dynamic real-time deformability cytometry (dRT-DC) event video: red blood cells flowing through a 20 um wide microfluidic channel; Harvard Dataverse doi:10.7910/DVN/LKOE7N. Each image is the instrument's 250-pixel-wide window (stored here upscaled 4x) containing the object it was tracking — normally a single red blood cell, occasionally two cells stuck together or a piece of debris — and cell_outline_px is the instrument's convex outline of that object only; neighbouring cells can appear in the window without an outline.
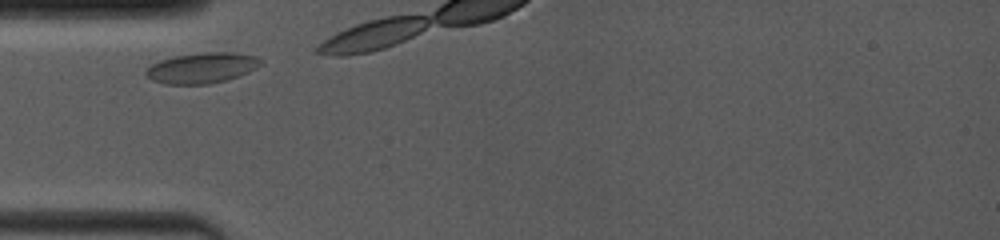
{"species": "common noctule bat (a hibernating species)", "species_latin": "Nyctalus noctula", "temperature_condition": "room temperature", "stored_images_in_passage": 6, "camera_frame_rate_fps": 4000, "um_per_image_px": 0.085, "animal": {"sex": "female", "body_mass_g": 19.0, "forearm_length_mm": 53.3}, "frame": {"image": 1, "passage_image": 1, "time_ms": 0.0, "image_size_px": [1000, 240], "cell_outline_px": [[264, 64], [248, 72], [228, 80], [208, 84], [164, 84], [152, 80], [144, 72], [152, 64], [160, 60], [176, 56], [200, 52], [232, 52], [256, 56], [264, 60]], "centroid_in_image_um": [17.21, 5.77], "position_along_channel_um": 67.8, "area_um2": 20.58}}